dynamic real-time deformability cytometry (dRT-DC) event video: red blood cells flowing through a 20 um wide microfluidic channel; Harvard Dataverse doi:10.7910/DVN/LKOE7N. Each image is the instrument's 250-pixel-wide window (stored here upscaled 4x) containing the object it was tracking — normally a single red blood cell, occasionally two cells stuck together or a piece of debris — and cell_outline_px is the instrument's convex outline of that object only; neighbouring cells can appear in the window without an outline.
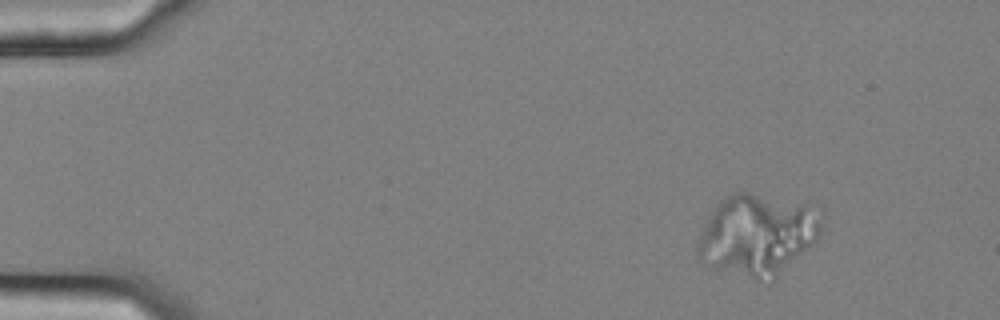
{"species": "common noctule bat (a hibernating species)", "species_latin": "Nyctalus noctula", "temperature_condition": "cold", "stored_images_in_passage": 51, "camera_frame_rate_fps": 3000, "um_per_image_px": 0.085, "animal": {"sex": "female", "body_mass_g": 25.1}, "frame": {"image": 1, "passage_image": 1, "time_ms": 0.0, "image_size_px": [1000, 320], "cell_outline_px": [[824, 208], [820, 232], [816, 240], [808, 248], [776, 276], [752, 276], [712, 268], [696, 256], [696, 244], [712, 212], [720, 200], [732, 192], [748, 192], [820, 204]], "centroid_in_image_um": [64.45, 19.84], "position_along_channel_um": 20.6, "area_um2": 58.2}}
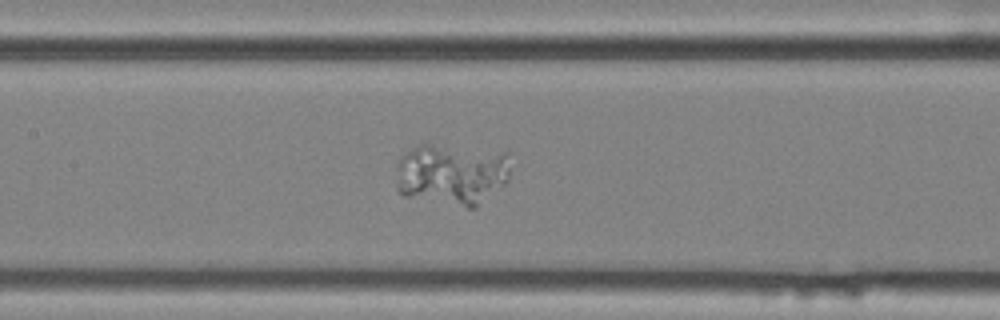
{"frame": {"image": 2, "passage_image": 22, "time_ms": 7.0, "image_size_px": [1000, 320], "cell_outline_px": [[508, 180], [504, 184], [476, 208], [468, 208], [404, 196], [396, 188], [396, 164], [412, 148], [420, 144], [432, 144], [508, 152]], "centroid_in_image_um": [38.39, 14.82], "position_along_channel_um": 169.0, "area_um2": 41.21}}
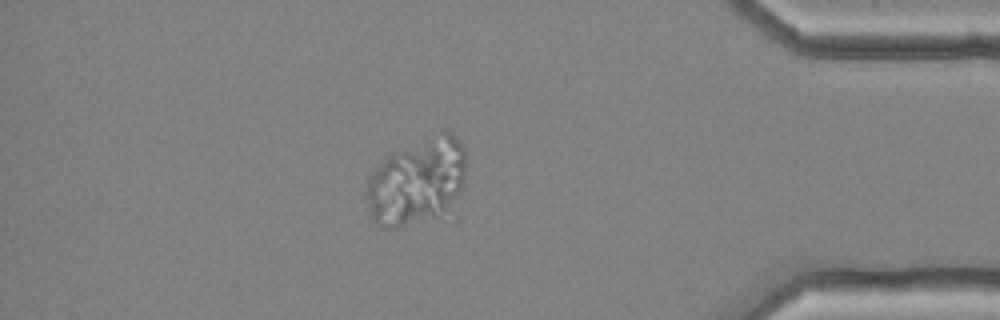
{"frame": {"image": 3, "passage_image": 44, "time_ms": 14.333, "image_size_px": [1000, 320], "cell_outline_px": [[464, 184], [448, 216], [396, 228], [380, 228], [372, 220], [364, 192], [364, 188], [368, 176], [392, 152], [444, 128], [452, 132], [460, 140], [464, 148]], "centroid_in_image_um": [35.45, 15.45], "position_along_channel_um": 399.7, "area_um2": 51.9}}